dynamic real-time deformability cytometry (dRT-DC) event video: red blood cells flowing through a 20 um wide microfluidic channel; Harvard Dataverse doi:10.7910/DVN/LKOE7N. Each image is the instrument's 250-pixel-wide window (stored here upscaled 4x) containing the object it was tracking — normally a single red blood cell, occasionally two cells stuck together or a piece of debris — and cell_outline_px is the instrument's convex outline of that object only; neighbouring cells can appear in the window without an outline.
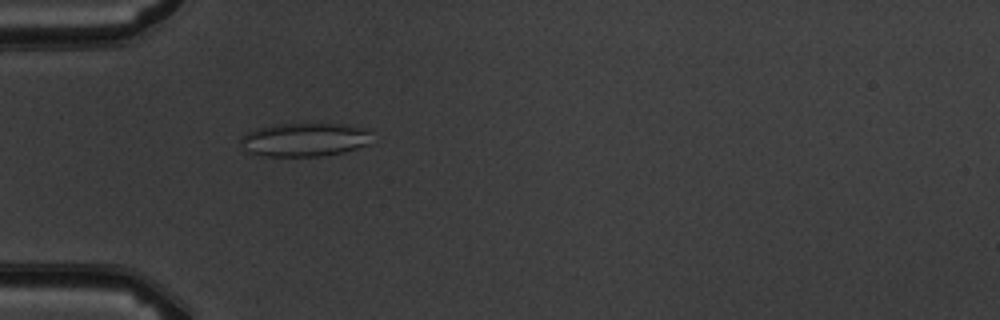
{"species": "common noctule bat (a hibernating species)", "species_latin": "Nyctalus noctula", "temperature_condition": "warm", "stored_images_in_passage": 5, "camera_frame_rate_fps": 3000, "um_per_image_px": 0.085, "animal": {"sex": "male", "body_mass_g": 19.5, "forearm_length_mm": 54.6}, "frame": {"image": 1, "passage_image": 5, "time_ms": 4.667, "image_size_px": [1000, 320], "cell_outline_px": [[372, 128], [368, 144], [344, 152], [324, 156], [264, 156], [248, 152], [244, 148], [240, 140], [240, 136], [248, 132], [260, 128], [276, 124], [340, 124]], "centroid_in_image_um": [25.92, 11.87], "position_along_channel_um": 59.1, "area_um2": 25.72}}